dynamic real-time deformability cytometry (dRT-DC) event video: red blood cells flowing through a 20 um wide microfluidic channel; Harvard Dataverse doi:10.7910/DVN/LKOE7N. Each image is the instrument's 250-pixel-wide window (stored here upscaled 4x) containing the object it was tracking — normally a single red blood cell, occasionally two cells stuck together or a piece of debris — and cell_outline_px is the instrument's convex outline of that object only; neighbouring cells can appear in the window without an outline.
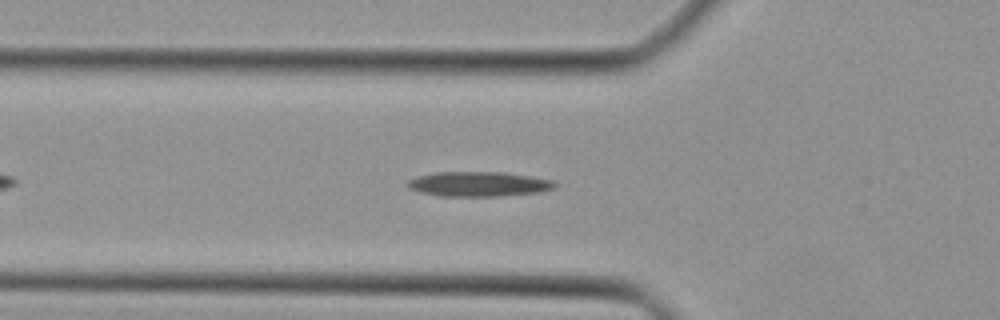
{"species": "Egyptian fruit bat (a non-hibernating species)", "species_latin": "Rousettus aegyptiacus", "temperature_condition": "cold", "stored_images_in_passage": 32, "camera_frame_rate_fps": 3000, "um_per_image_px": 0.085, "animal": {"sex": "female"}, "frame": {"image": 1, "passage_image": 7, "time_ms": 2.0, "image_size_px": [1000, 320], "cell_outline_px": [[560, 184], [556, 188], [540, 192], [500, 196], [440, 196], [420, 192], [408, 188], [404, 184], [408, 180], [416, 176], [436, 172], [504, 172], [552, 180]], "centroid_in_image_um": [40.67, 15.64], "position_along_channel_um": 85.1, "area_um2": 21.5}}
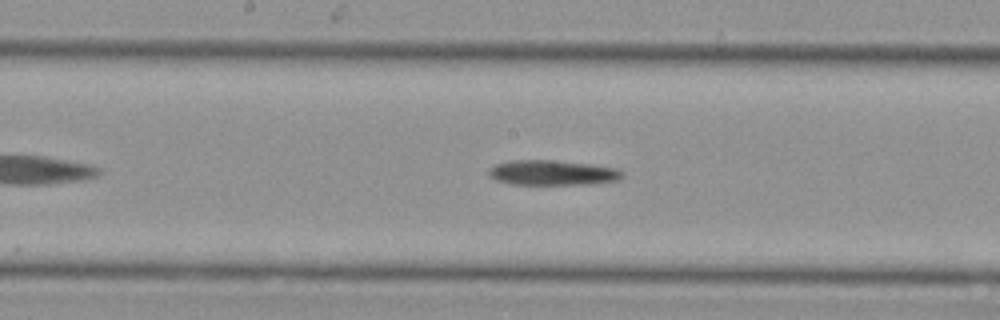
{"frame": {"image": 2, "passage_image": 15, "time_ms": 4.667, "image_size_px": [1000, 320], "cell_outline_px": [[624, 176], [620, 180], [600, 184], [512, 184], [496, 180], [488, 172], [488, 168], [496, 164], [508, 160], [552, 160], [592, 164], [616, 168], [624, 172]], "centroid_in_image_um": [47.02, 14.68], "position_along_channel_um": 201.2, "area_um2": 19.71}}
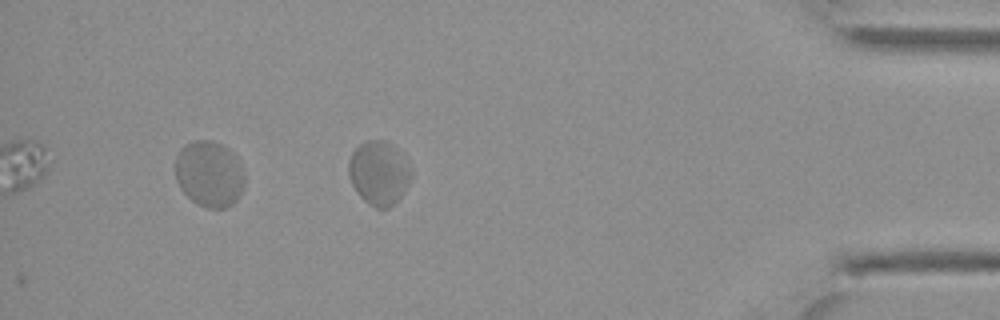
{"frame": {"image": 3, "passage_image": 32, "time_ms": 10.333, "image_size_px": [1000, 320], "cell_outline_px": [[412, 180], [400, 196], [388, 208], [376, 208], [368, 204], [356, 192], [348, 176], [348, 160], [352, 152], [360, 144], [368, 140], [384, 140], [392, 144], [400, 152], [412, 172]], "centroid_in_image_um": [32.19, 14.7], "position_along_channel_um": 403.0, "area_um2": 23.29}}